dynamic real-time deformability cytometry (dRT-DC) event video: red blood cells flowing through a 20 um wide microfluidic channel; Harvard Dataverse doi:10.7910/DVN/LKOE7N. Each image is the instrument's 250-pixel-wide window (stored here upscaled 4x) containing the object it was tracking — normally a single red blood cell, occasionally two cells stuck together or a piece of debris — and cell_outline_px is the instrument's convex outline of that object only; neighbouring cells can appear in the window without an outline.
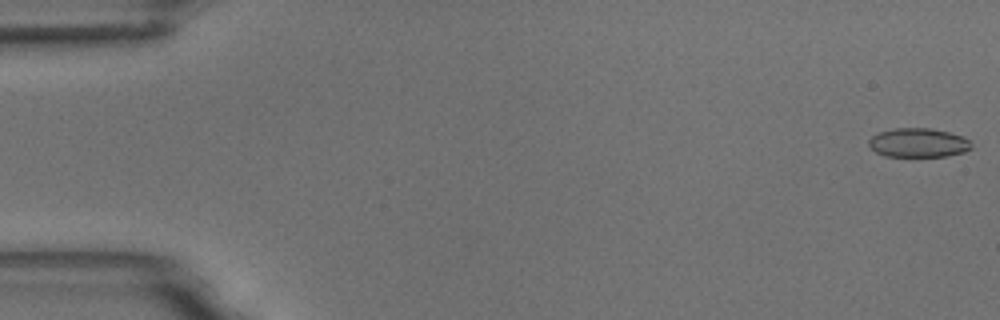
{"species": "common noctule bat (a hibernating species)", "species_latin": "Nyctalus noctula", "temperature_condition": "room temperature", "stored_images_in_passage": 6, "camera_frame_rate_fps": 3000, "um_per_image_px": 0.085, "animal": {"sex": "male", "body_mass_g": 18.8}, "frame": {"image": 1, "passage_image": 1, "time_ms": 0.0, "image_size_px": [1000, 320], "cell_outline_px": [[972, 148], [964, 152], [948, 156], [884, 156], [876, 152], [868, 144], [868, 140], [872, 136], [880, 132], [896, 128], [932, 128], [964, 136], [968, 140]], "centroid_in_image_um": [78.06, 12.13], "position_along_channel_um": 6.9, "area_um2": 17.34}}
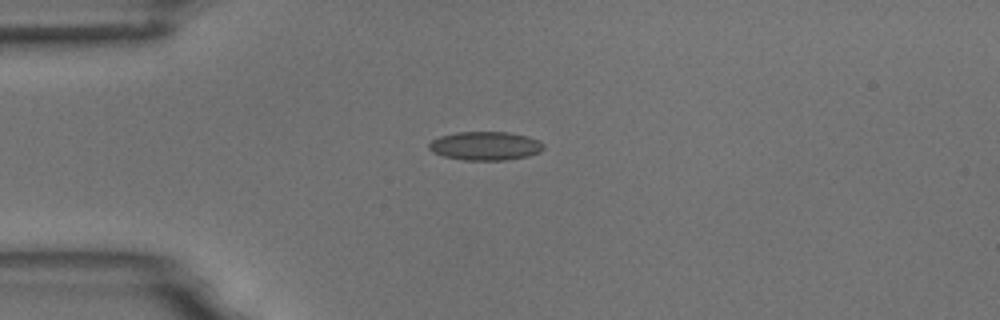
{"frame": {"image": 2, "passage_image": 4, "time_ms": 4.333, "image_size_px": [1000, 320], "cell_outline_px": [[544, 148], [540, 152], [528, 156], [504, 160], [464, 160], [444, 156], [432, 152], [428, 148], [428, 144], [432, 140], [440, 136], [456, 132], [508, 132], [528, 136], [540, 140], [544, 144]], "centroid_in_image_um": [41.26, 12.4], "position_along_channel_um": 43.7, "area_um2": 19.25}}